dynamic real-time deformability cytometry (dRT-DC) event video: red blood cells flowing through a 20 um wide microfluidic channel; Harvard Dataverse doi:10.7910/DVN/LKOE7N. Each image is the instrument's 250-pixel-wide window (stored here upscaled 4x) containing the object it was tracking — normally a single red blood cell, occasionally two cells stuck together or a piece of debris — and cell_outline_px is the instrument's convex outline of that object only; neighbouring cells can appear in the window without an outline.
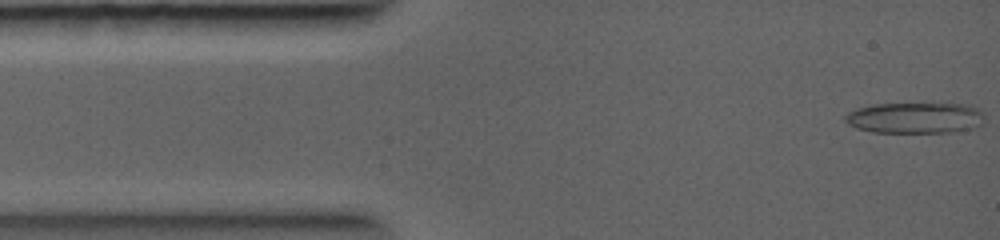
{"species": "common noctule bat (a hibernating species)", "species_latin": "Nyctalus noctula", "temperature_condition": "warm", "stored_images_in_passage": 6, "camera_frame_rate_fps": 5000, "um_per_image_px": 0.085, "animal": {"sex": "female", "body_mass_g": 19.0, "forearm_length_mm": 56.7}, "frame": {"image": 1, "passage_image": 1, "time_ms": 0.0, "image_size_px": [1000, 240], "cell_outline_px": [[980, 124], [968, 128], [948, 132], [872, 132], [856, 128], [848, 124], [844, 120], [844, 116], [848, 112], [856, 108], [876, 104], [972, 104], [980, 112]], "centroid_in_image_um": [77.67, 10.01], "position_along_channel_um": 7.3, "area_um2": 24.68}}
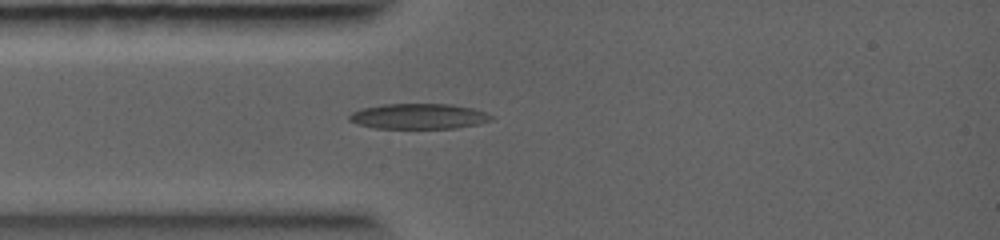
{"frame": {"image": 2, "passage_image": 3, "time_ms": 2.0, "image_size_px": [1000, 240], "cell_outline_px": [[496, 116], [492, 120], [480, 124], [456, 128], [372, 128], [348, 120], [348, 116], [352, 112], [360, 108], [384, 104], [452, 104], [472, 108]], "centroid_in_image_um": [35.61, 9.88], "position_along_channel_um": 49.4, "area_um2": 21.15}}